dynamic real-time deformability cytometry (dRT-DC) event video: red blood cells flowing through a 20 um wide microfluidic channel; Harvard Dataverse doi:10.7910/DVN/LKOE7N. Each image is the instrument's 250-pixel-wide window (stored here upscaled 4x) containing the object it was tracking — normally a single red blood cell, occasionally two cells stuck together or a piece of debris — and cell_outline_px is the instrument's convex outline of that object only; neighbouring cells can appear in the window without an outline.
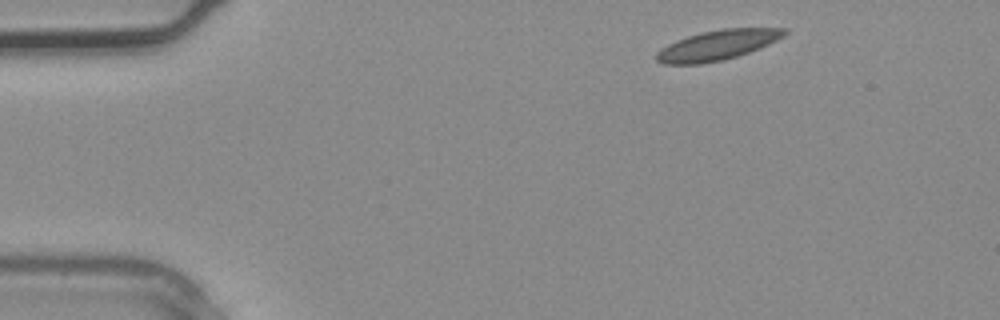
{"species": "common noctule bat (a hibernating species)", "species_latin": "Nyctalus noctula", "temperature_condition": "warm", "stored_images_in_passage": 2, "camera_frame_rate_fps": 3000, "um_per_image_px": 0.085, "animal": {"sex": "male", "body_mass_g": 20.4}, "frame": {"image": 1, "passage_image": 1, "time_ms": 0.0, "image_size_px": [1000, 320], "cell_outline_px": [[788, 32], [784, 36], [760, 48], [736, 56], [720, 60], [700, 64], [664, 64], [656, 60], [656, 52], [668, 44], [676, 40], [700, 32], [724, 28], [788, 28]], "centroid_in_image_um": [60.98, 3.82], "position_along_channel_um": 24.0, "area_um2": 22.2}}